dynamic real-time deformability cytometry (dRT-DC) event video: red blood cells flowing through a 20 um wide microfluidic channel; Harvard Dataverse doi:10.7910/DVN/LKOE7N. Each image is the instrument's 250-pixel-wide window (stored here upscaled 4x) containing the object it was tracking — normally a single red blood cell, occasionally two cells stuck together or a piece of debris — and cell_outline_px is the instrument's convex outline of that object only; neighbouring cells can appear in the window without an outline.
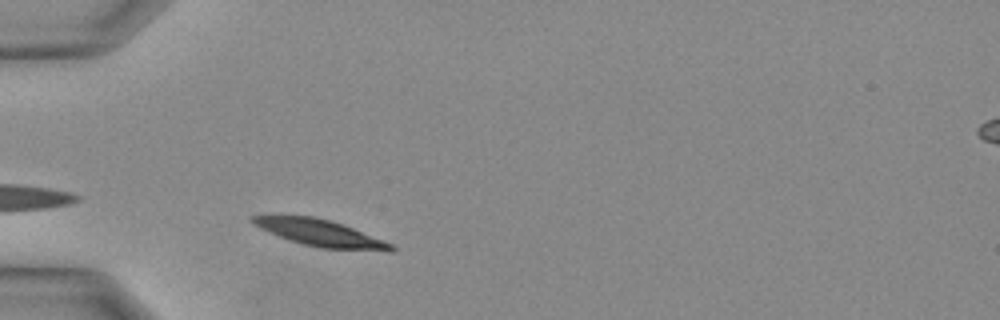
{"species": "Egyptian fruit bat (a non-hibernating species)", "species_latin": "Rousettus aegyptiacus", "temperature_condition": "warm", "stored_images_in_passage": 23, "camera_frame_rate_fps": 3000, "um_per_image_px": 0.085, "animal": {"sex": "female"}, "frame": {"image": 1, "passage_image": 3, "time_ms": 0.667, "image_size_px": [1000, 320], "cell_outline_px": [[396, 248], [320, 248], [304, 244], [268, 232], [260, 228], [248, 220], [252, 216], [312, 216], [344, 224], [384, 240], [392, 244]], "centroid_in_image_um": [27.08, 19.75], "position_along_channel_um": 57.9, "area_um2": 20.29}}
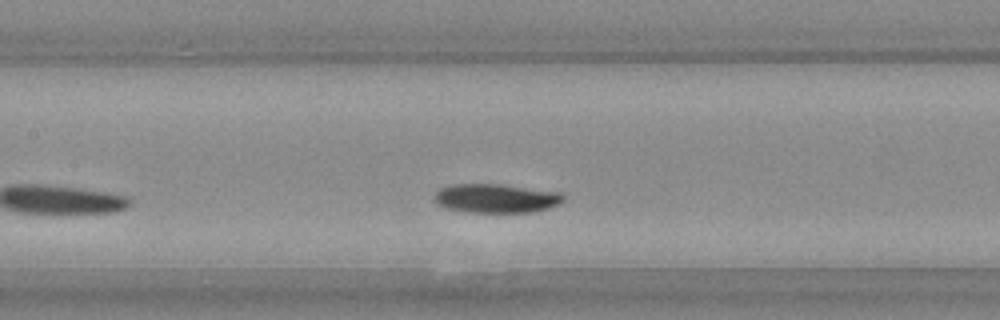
{"frame": {"image": 2, "passage_image": 9, "time_ms": 2.667, "image_size_px": [1000, 320], "cell_outline_px": [[564, 200], [560, 204], [548, 208], [532, 212], [464, 212], [448, 208], [440, 204], [432, 196], [440, 188], [452, 184], [500, 184], [560, 192], [564, 196]], "centroid_in_image_um": [42.18, 16.85], "position_along_channel_um": 165.2, "area_um2": 21.73}}
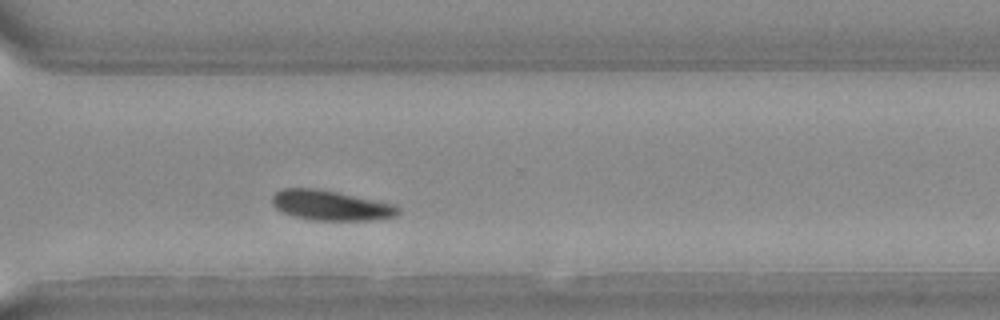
{"frame": {"image": 3, "passage_image": 18, "time_ms": 5.667, "image_size_px": [1000, 320], "cell_outline_px": [[400, 212], [396, 216], [380, 220], [308, 220], [292, 216], [280, 212], [272, 204], [272, 196], [276, 192], [284, 188], [316, 188], [336, 192], [392, 204], [400, 208]], "centroid_in_image_um": [28.08, 17.47], "position_along_channel_um": 342.5, "area_um2": 22.08}}